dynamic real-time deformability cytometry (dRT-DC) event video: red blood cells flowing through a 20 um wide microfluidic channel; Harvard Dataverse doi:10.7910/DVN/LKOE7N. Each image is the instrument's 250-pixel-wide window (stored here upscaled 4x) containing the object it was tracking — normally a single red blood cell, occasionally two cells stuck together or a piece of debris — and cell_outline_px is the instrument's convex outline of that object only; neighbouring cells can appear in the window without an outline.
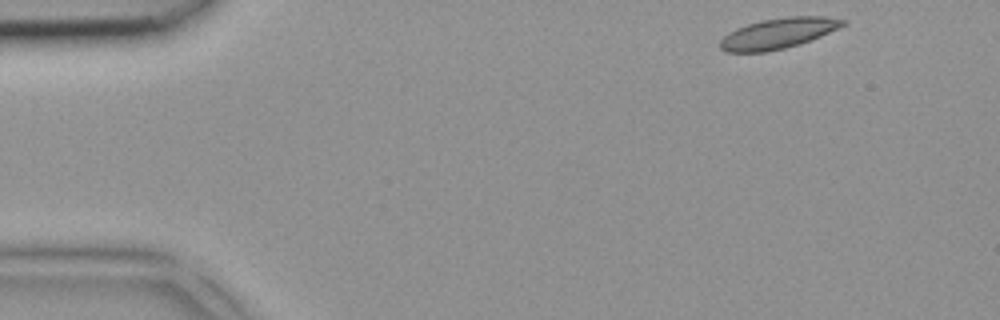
{"species": "common noctule bat (a hibernating species)", "species_latin": "Nyctalus noctula", "temperature_condition": "room temperature", "stored_images_in_passage": 3, "camera_frame_rate_fps": 3000, "um_per_image_px": 0.085, "animal": {"sex": "female", "body_mass_g": 18.4}, "frame": {"image": 1, "passage_image": 1, "time_ms": 0.0, "image_size_px": [1000, 320], "cell_outline_px": [[848, 24], [820, 36], [784, 48], [768, 52], [724, 52], [720, 48], [720, 40], [728, 32], [736, 28], [760, 20], [788, 16], [824, 16], [848, 20]], "centroid_in_image_um": [66.14, 2.82], "position_along_channel_um": 18.9, "area_um2": 21.85}}